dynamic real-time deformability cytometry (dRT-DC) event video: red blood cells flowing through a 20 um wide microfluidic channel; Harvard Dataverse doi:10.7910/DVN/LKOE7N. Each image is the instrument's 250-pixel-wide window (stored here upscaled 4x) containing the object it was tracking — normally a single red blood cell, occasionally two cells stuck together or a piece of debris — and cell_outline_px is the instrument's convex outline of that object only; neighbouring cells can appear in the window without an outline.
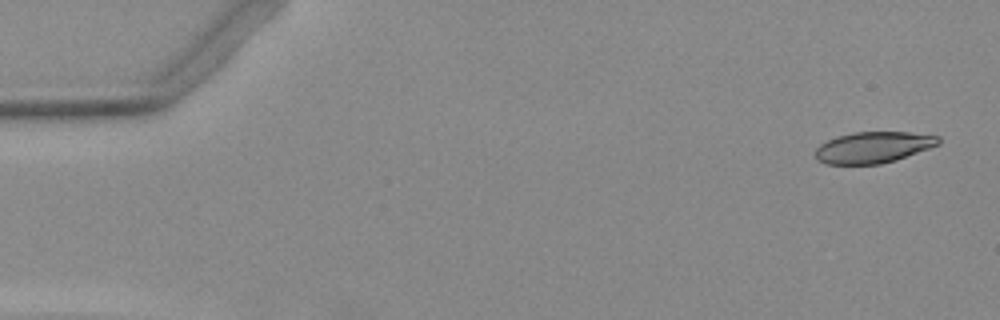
{"species": "Egyptian fruit bat (a non-hibernating species)", "species_latin": "Rousettus aegyptiacus", "temperature_condition": "warm", "stored_images_in_passage": 46, "camera_frame_rate_fps": 3000, "um_per_image_px": 0.085, "animal": {"sex": "female"}, "frame": {"image": 1, "passage_image": 1, "time_ms": 0.0, "image_size_px": [1000, 320], "cell_outline_px": [[940, 144], [896, 160], [880, 164], [824, 164], [816, 156], [816, 148], [820, 144], [836, 136], [852, 132], [908, 132], [940, 136]], "centroid_in_image_um": [74.24, 12.52], "position_along_channel_um": 10.8, "area_um2": 22.37}}
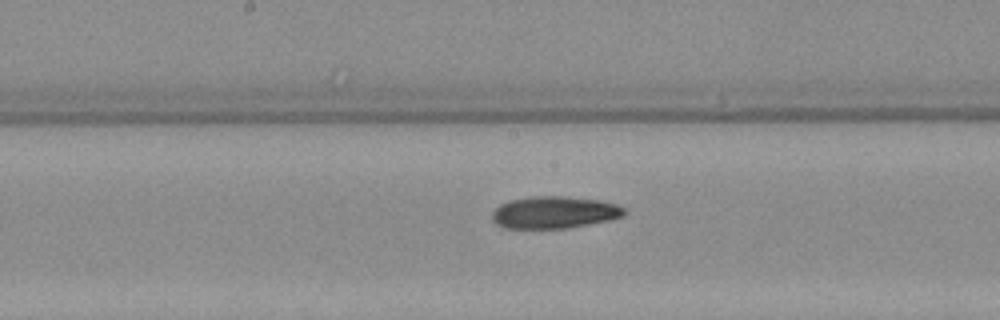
{"frame": {"image": 2, "passage_image": 26, "time_ms": 8.333, "image_size_px": [1000, 320], "cell_outline_px": [[624, 216], [608, 220], [568, 228], [504, 228], [496, 224], [492, 220], [492, 212], [500, 204], [508, 200], [528, 196], [564, 196], [600, 200], [616, 204], [624, 208]], "centroid_in_image_um": [47.07, 18.04], "position_along_channel_um": 201.1, "area_um2": 24.8}}
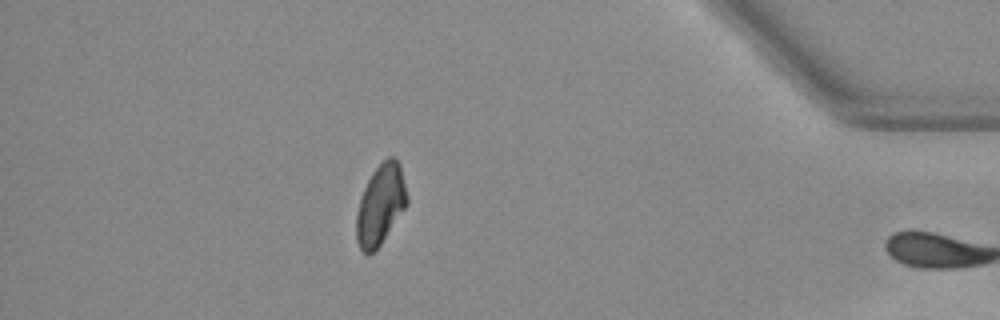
{"frame": {"image": 3, "passage_image": 45, "time_ms": 14.667, "image_size_px": [1000, 320], "cell_outline_px": [[408, 204], [380, 244], [368, 256], [360, 248], [356, 240], [356, 212], [364, 188], [372, 172], [388, 156], [392, 156], [400, 164], [408, 196]], "centroid_in_image_um": [32.34, 17.39], "position_along_channel_um": 402.9, "area_um2": 23.52}}